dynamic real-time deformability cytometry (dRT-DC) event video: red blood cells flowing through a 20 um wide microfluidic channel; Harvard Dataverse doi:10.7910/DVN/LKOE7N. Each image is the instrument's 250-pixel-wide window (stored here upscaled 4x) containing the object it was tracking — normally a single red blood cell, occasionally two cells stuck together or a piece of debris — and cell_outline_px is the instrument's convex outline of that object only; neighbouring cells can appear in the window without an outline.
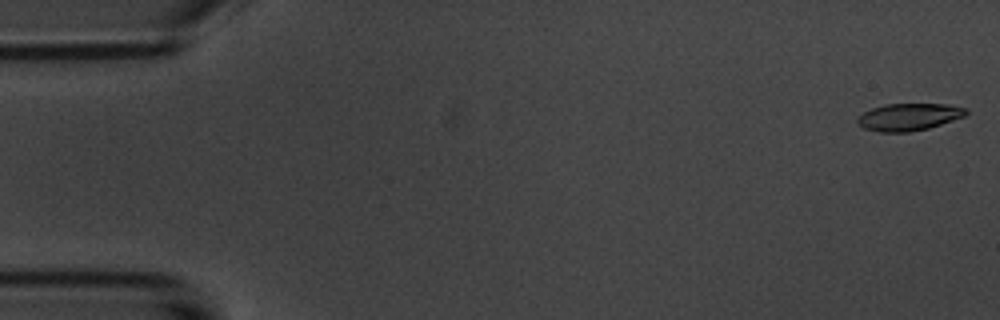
{"species": "common noctule bat (a hibernating species)", "species_latin": "Nyctalus noctula", "temperature_condition": "room temperature", "stored_images_in_passage": 5, "camera_frame_rate_fps": 3000, "um_per_image_px": 0.085, "animal": {"sex": "male", "body_mass_g": 20.1, "forearm_length_mm": 53.5}, "frame": {"image": 1, "passage_image": 1, "time_ms": 0.0, "image_size_px": [1000, 320], "cell_outline_px": [[968, 112], [964, 116], [928, 128], [908, 132], [880, 132], [864, 128], [856, 120], [864, 112], [872, 108], [884, 104], [948, 104], [968, 108]], "centroid_in_image_um": [77.27, 9.93], "position_along_channel_um": 7.7, "area_um2": 17.05}}